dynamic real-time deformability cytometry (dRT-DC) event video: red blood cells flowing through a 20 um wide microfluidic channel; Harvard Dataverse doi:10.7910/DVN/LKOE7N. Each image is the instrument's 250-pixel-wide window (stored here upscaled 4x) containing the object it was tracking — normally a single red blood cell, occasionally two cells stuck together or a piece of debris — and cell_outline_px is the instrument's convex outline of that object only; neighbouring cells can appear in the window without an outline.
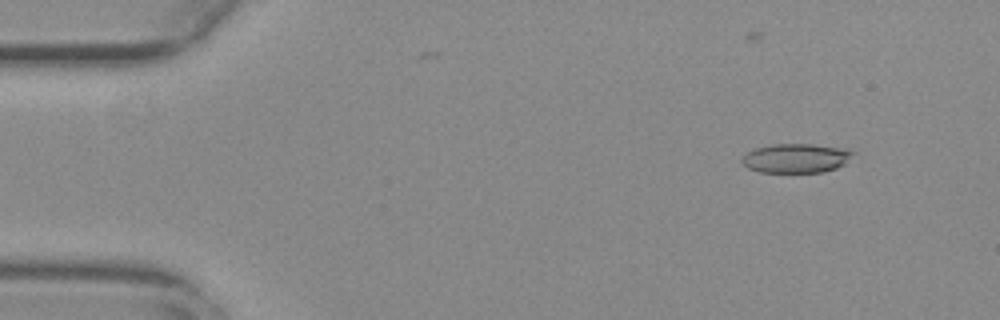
{"species": "common noctule bat (a hibernating species)", "species_latin": "Nyctalus noctula", "temperature_condition": "warm", "stored_images_in_passage": 43, "camera_frame_rate_fps": 3000, "um_per_image_px": 0.085, "animal": {"sex": "female", "body_mass_g": 29.2, "forearm_length_mm": 56.3}, "frame": {"image": 1, "passage_image": 4, "time_ms": 1.0, "image_size_px": [1000, 320], "cell_outline_px": [[852, 152], [844, 164], [836, 168], [820, 172], [760, 172], [748, 168], [740, 160], [748, 152], [756, 148], [776, 144], [808, 144], [848, 148]], "centroid_in_image_um": [67.64, 13.45], "position_along_channel_um": 17.4, "area_um2": 18.55}}
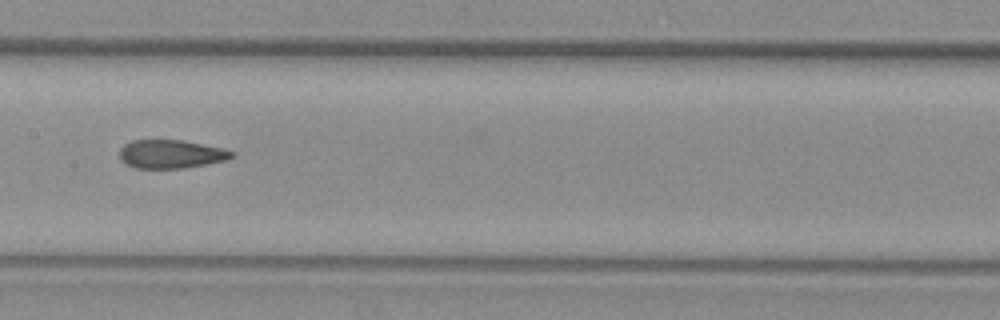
{"frame": {"image": 2, "passage_image": 26, "time_ms": 8.333, "image_size_px": [1000, 320], "cell_outline_px": [[236, 156], [224, 160], [184, 168], [136, 168], [120, 160], [120, 148], [124, 144], [132, 140], [184, 140], [224, 148], [236, 152]], "centroid_in_image_um": [14.55, 13.08], "position_along_channel_um": 192.8, "area_um2": 18.67}}
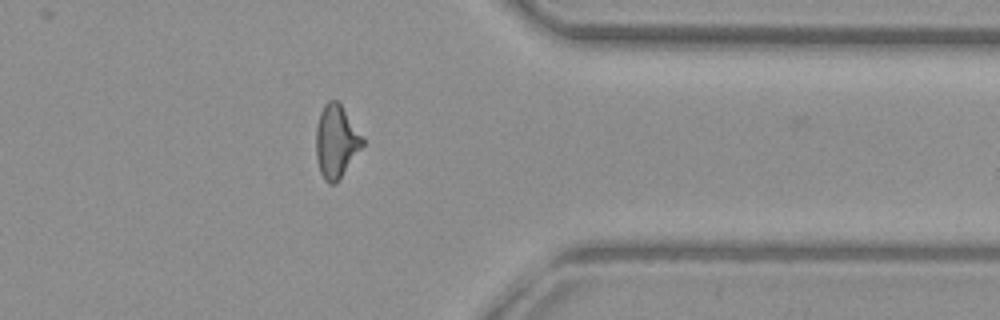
{"frame": {"image": 3, "passage_image": 42, "time_ms": 13.667, "image_size_px": [1000, 320], "cell_outline_px": [[364, 144], [336, 184], [328, 184], [324, 180], [320, 172], [316, 156], [316, 128], [320, 112], [324, 104], [328, 100], [336, 100], [340, 104], [364, 140]], "centroid_in_image_um": [28.54, 12.05], "position_along_channel_um": 382.9, "area_um2": 19.48}}